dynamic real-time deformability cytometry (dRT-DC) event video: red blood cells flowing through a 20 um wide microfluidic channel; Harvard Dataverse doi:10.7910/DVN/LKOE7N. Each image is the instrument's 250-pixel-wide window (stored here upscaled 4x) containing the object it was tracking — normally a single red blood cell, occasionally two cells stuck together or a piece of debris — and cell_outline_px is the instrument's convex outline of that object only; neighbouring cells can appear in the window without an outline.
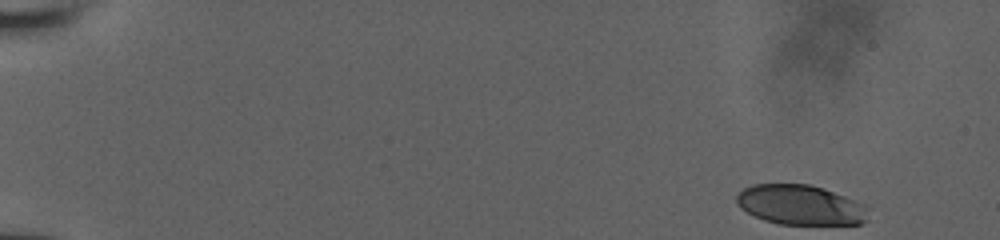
{"species": "human", "species_latin": "Homo sapiens", "temperature_condition": "room temperature", "stored_images_in_passage": 52, "camera_frame_rate_fps": 3000, "um_per_image_px": 0.085, "donor": {"sex": "male"}, "frame": {"image": 1, "passage_image": 1, "time_ms": 0.0, "image_size_px": [1000, 240], "cell_outline_px": [[868, 220], [860, 224], [780, 224], [764, 220], [740, 208], [736, 204], [736, 196], [744, 188], [752, 184], [812, 184], [824, 188], [844, 196], [868, 208]], "centroid_in_image_um": [68.02, 17.41], "position_along_channel_um": 17.0, "area_um2": 30.52}}
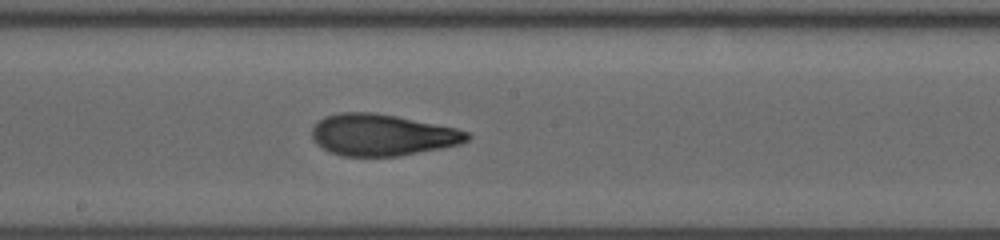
{"frame": {"image": 2, "passage_image": 29, "time_ms": 9.333, "image_size_px": [1000, 240], "cell_outline_px": [[472, 136], [468, 140], [460, 144], [400, 156], [344, 156], [328, 152], [316, 144], [312, 140], [312, 128], [324, 116], [340, 112], [372, 112], [396, 116], [456, 128], [468, 132]], "centroid_in_image_um": [32.46, 11.47], "position_along_channel_um": 215.7, "area_um2": 37.63}}
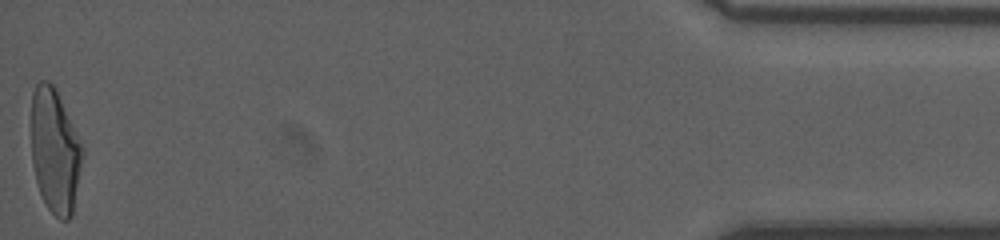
{"frame": {"image": 3, "passage_image": 52, "time_ms": 17.0, "image_size_px": [1000, 240], "cell_outline_px": [[84, 152], [72, 216], [68, 220], [60, 220], [48, 208], [40, 192], [36, 180], [32, 164], [32, 92], [36, 84], [40, 80], [48, 80], [56, 88], [84, 148]], "centroid_in_image_um": [4.68, 12.81], "position_along_channel_um": 430.5, "area_um2": 37.17}, "authors_computed_cell_mechanics": {"area_um2": 36.5296, "velocity_mm_per_s": 3.9034, "shape_relaxation_time_tau1_ms": 6.512, "shape_relaxation_time_tau2_ms": 1.6347, "deformation_change_tau1": 0.2563, "deformation_change_tau2": 0.096}}